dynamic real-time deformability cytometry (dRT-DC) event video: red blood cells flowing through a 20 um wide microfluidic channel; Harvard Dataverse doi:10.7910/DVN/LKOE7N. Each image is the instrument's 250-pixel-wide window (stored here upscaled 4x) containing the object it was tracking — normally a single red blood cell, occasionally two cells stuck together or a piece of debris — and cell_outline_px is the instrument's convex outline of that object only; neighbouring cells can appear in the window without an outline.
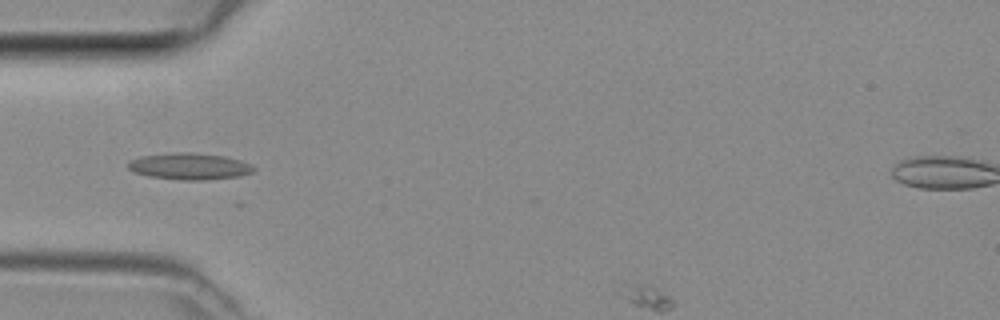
{"species": "common noctule bat (a hibernating species)", "species_latin": "Nyctalus noctula", "temperature_condition": "room temperature", "stored_images_in_passage": 22, "camera_frame_rate_fps": 3000, "um_per_image_px": 0.085, "animal": {"sex": "female", "body_mass_g": 29.2, "forearm_length_mm": 56.3}, "frame": {"image": 1, "passage_image": 7, "time_ms": 2.0, "image_size_px": [1000, 320], "cell_outline_px": [[256, 172], [240, 176], [204, 180], [180, 180], [148, 176], [132, 172], [128, 168], [128, 160], [140, 156], [176, 152], [188, 152], [224, 156], [240, 160], [252, 164], [256, 168]], "centroid_in_image_um": [16.11, 14.14], "position_along_channel_um": 68.9, "area_um2": 19.71}}
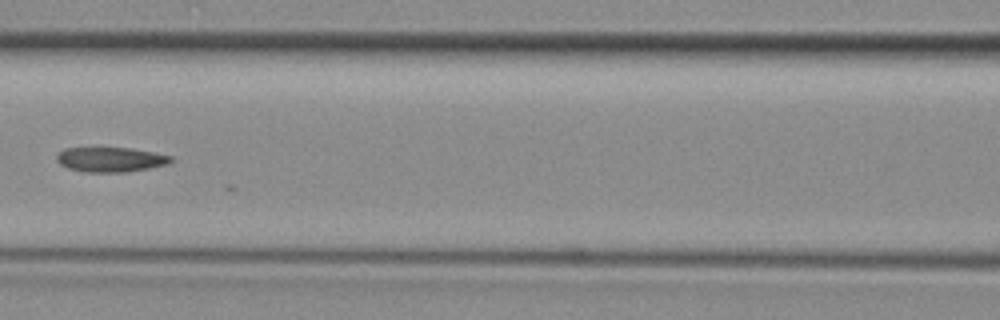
{"frame": {"image": 2, "passage_image": 13, "time_ms": 4.0, "image_size_px": [1000, 320], "cell_outline_px": [[172, 160], [168, 164], [148, 168], [124, 172], [84, 172], [68, 168], [60, 164], [56, 160], [56, 156], [64, 148], [132, 148], [172, 156]], "centroid_in_image_um": [9.38, 13.56], "position_along_channel_um": 157.2, "area_um2": 16.36}}
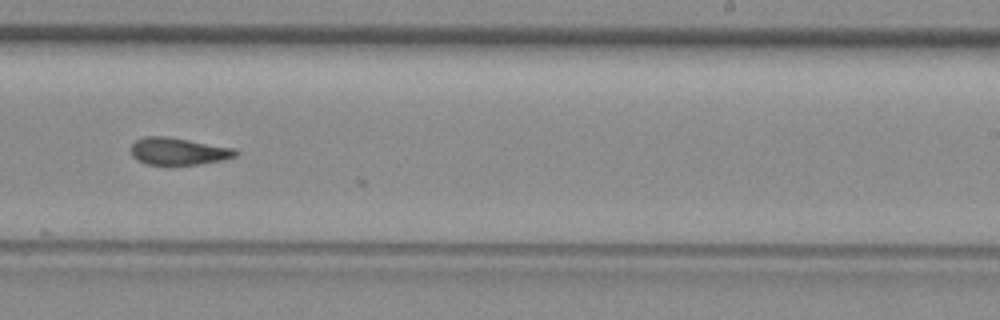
{"frame": {"image": 3, "passage_image": 21, "time_ms": 6.667, "image_size_px": [1000, 320], "cell_outline_px": [[240, 152], [236, 156], [224, 160], [200, 164], [168, 168], [144, 164], [136, 160], [132, 156], [132, 144], [136, 140], [144, 136], [164, 136], [188, 140], [232, 148]], "centroid_in_image_um": [15.11, 12.92], "position_along_channel_um": 273.9, "area_um2": 17.22}}